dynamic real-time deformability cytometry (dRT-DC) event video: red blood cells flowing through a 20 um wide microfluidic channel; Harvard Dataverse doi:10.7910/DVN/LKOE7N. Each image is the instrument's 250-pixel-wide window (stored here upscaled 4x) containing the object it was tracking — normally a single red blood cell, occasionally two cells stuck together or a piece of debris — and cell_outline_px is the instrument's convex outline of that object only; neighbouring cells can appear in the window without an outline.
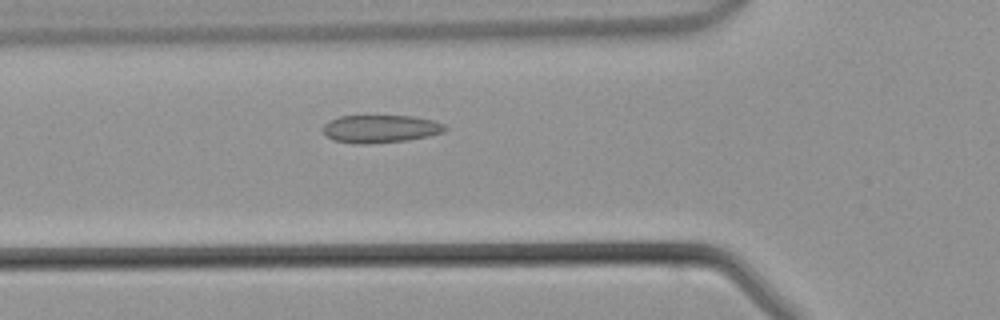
{"species": "common noctule bat (a hibernating species)", "species_latin": "Nyctalus noctula", "temperature_condition": "warm", "stored_images_in_passage": 39, "camera_frame_rate_fps": 3000, "um_per_image_px": 0.085, "animal": {"sex": "male", "body_mass_g": 21.5, "forearm_length_mm": 52.0}, "frame": {"image": 1, "passage_image": 10, "time_ms": 3.0, "image_size_px": [1000, 320], "cell_outline_px": [[448, 128], [444, 132], [428, 136], [408, 140], [368, 144], [356, 144], [332, 140], [324, 132], [324, 124], [328, 120], [340, 116], [412, 116], [432, 120], [444, 124]], "centroid_in_image_um": [32.34, 10.95], "position_along_channel_um": 93.5, "area_um2": 19.83}}
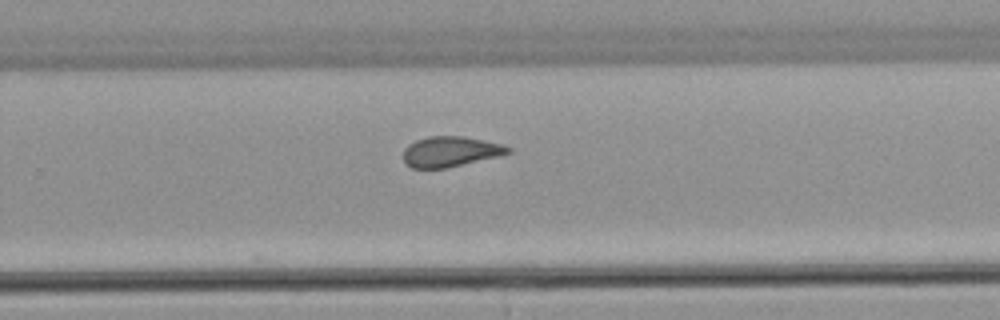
{"frame": {"image": 2, "passage_image": 23, "time_ms": 7.333, "image_size_px": [1000, 320], "cell_outline_px": [[512, 152], [496, 156], [444, 168], [412, 168], [404, 164], [404, 148], [408, 144], [416, 140], [428, 136], [464, 136], [484, 140], [500, 144], [512, 148]], "centroid_in_image_um": [38.24, 12.87], "position_along_channel_um": 291.6, "area_um2": 18.32}}
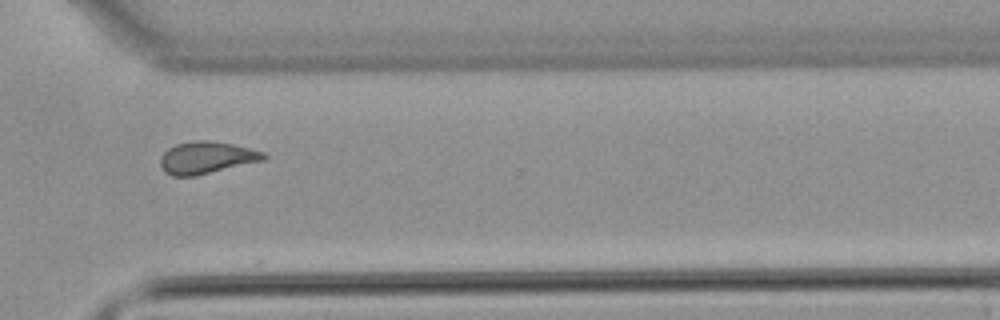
{"frame": {"image": 3, "passage_image": 27, "time_ms": 8.667, "image_size_px": [1000, 320], "cell_outline_px": [[268, 156], [264, 160], [196, 176], [172, 176], [164, 172], [160, 164], [160, 156], [168, 148], [176, 144], [196, 140], [208, 140], [232, 144], [264, 152]], "centroid_in_image_um": [17.53, 13.4], "position_along_channel_um": 353.1, "area_um2": 19.36}}